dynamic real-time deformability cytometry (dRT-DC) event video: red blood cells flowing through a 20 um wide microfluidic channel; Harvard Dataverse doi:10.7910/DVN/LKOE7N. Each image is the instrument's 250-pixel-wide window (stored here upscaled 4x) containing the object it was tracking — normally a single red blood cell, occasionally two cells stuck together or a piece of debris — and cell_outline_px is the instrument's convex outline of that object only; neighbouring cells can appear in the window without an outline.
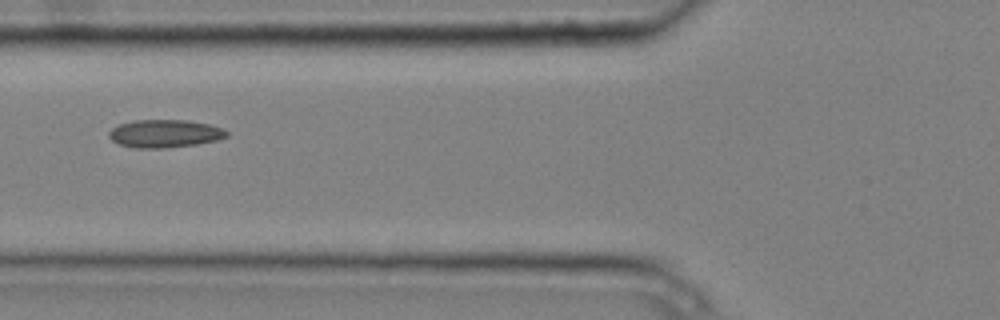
{"species": "common noctule bat (a hibernating species)", "species_latin": "Nyctalus noctula", "temperature_condition": "cold", "stored_images_in_passage": 3, "camera_frame_rate_fps": 3000, "um_per_image_px": 0.085, "animal": {"sex": "male", "body_mass_g": 20.4}, "frame": {"image": 1, "passage_image": 2, "time_ms": 0.333, "image_size_px": [1000, 320], "cell_outline_px": [[228, 136], [216, 140], [196, 144], [164, 148], [136, 148], [120, 144], [112, 140], [108, 136], [108, 132], [112, 128], [120, 124], [136, 120], [188, 120], [208, 124], [224, 128], [228, 132]], "centroid_in_image_um": [14.01, 11.35], "position_along_channel_um": 111.8, "area_um2": 19.07}}
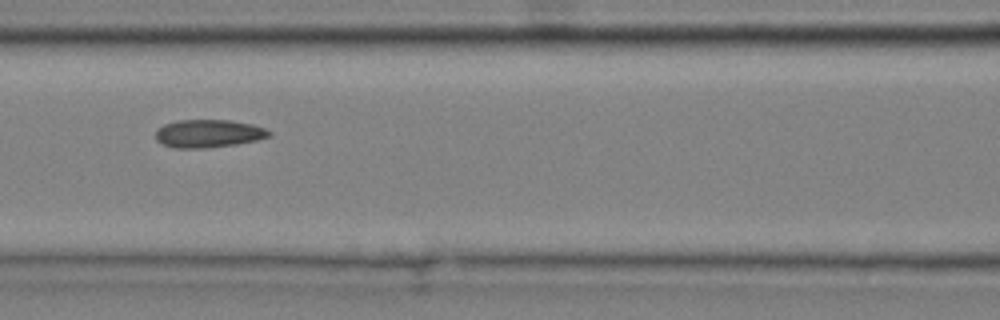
{"frame": {"image": 2, "passage_image": 3, "time_ms": 0.667, "image_size_px": [1000, 320], "cell_outline_px": [[272, 136], [256, 140], [236, 144], [208, 148], [172, 148], [156, 140], [156, 128], [164, 124], [176, 120], [228, 120], [252, 124], [264, 128], [272, 132]], "centroid_in_image_um": [17.71, 11.35], "position_along_channel_um": 148.9, "area_um2": 18.61}}